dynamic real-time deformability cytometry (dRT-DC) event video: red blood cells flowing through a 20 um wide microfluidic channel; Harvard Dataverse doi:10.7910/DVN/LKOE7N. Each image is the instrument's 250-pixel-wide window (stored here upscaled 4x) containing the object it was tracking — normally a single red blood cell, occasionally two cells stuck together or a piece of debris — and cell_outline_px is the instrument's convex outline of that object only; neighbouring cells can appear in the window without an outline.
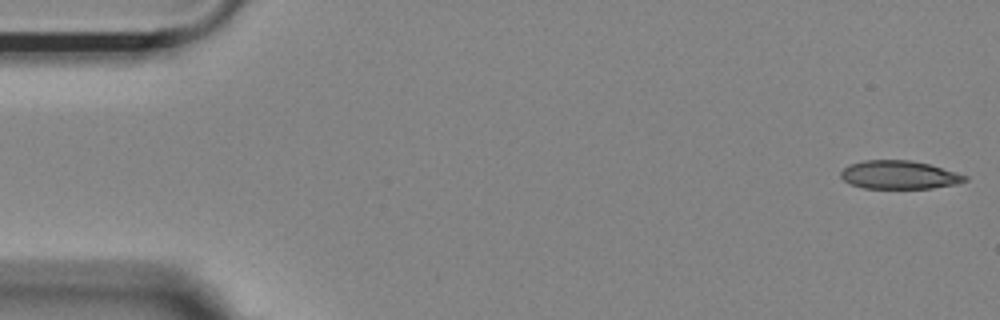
{"species": "Egyptian fruit bat (a non-hibernating species)", "species_latin": "Rousettus aegyptiacus", "temperature_condition": "room temperature", "stored_images_in_passage": 9, "camera_frame_rate_fps": 3000, "um_per_image_px": 0.085, "animal": {"sex": "female"}, "frame": {"image": 1, "passage_image": 1, "time_ms": 0.0, "image_size_px": [1000, 320], "cell_outline_px": [[968, 180], [956, 184], [932, 188], [864, 188], [852, 184], [844, 180], [840, 176], [840, 172], [848, 164], [864, 160], [912, 160], [928, 164], [956, 172], [968, 176]], "centroid_in_image_um": [76.42, 14.86], "position_along_channel_um": 8.6, "area_um2": 20.46}}